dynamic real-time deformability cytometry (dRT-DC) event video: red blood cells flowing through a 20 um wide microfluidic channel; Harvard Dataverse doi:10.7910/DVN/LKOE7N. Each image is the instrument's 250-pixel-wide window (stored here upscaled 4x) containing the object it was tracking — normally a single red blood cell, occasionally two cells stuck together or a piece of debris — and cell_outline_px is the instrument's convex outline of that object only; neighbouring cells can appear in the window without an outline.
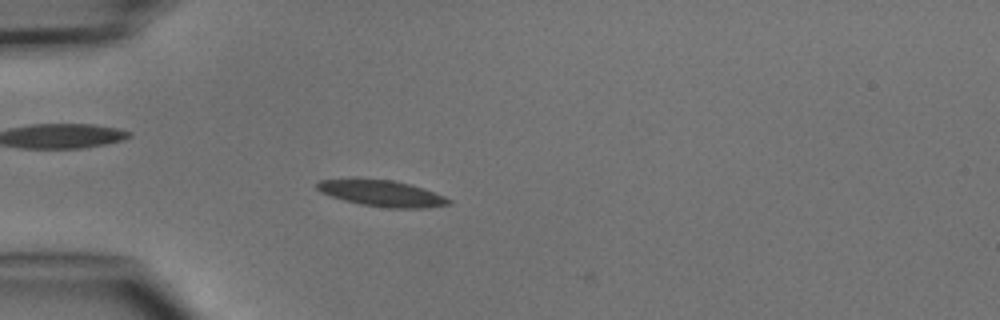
{"species": "common noctule bat (a hibernating species)", "species_latin": "Nyctalus noctula", "temperature_condition": "cold", "stored_images_in_passage": 5, "camera_frame_rate_fps": 3000, "um_per_image_px": 0.085, "animal": {"sex": "male", "body_mass_g": 15.6}, "frame": {"image": 1, "passage_image": 5, "time_ms": 4.667, "image_size_px": [1000, 320], "cell_outline_px": [[452, 204], [424, 208], [388, 208], [360, 204], [344, 200], [320, 192], [316, 188], [316, 184], [320, 180], [352, 176], [392, 180], [408, 184], [444, 196], [452, 200]], "centroid_in_image_um": [32.37, 16.4], "position_along_channel_um": 52.6, "area_um2": 20.52}}